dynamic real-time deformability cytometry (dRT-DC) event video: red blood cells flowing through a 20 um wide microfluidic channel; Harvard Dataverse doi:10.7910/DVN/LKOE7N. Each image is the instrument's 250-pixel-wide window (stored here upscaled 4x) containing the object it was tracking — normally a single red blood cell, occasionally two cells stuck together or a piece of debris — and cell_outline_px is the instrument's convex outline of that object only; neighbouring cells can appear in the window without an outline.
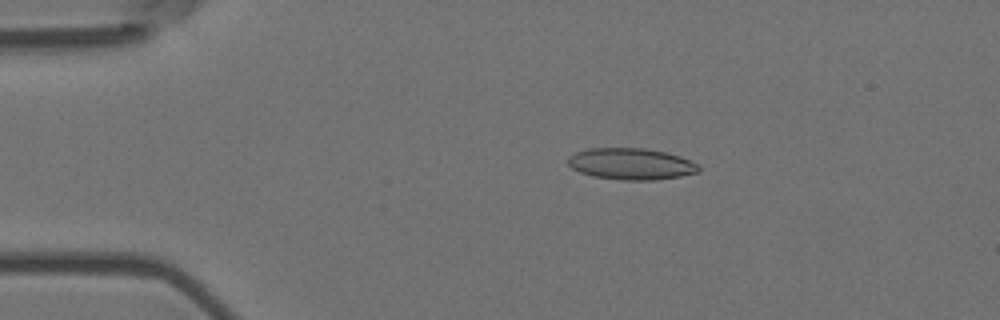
{"species": "Egyptian fruit bat (a non-hibernating species)", "species_latin": "Rousettus aegyptiacus", "temperature_condition": "room temperature", "stored_images_in_passage": 5, "camera_frame_rate_fps": 3000, "um_per_image_px": 0.085, "animal": {"sex": "female"}, "frame": {"image": 1, "passage_image": 3, "time_ms": 0.667, "image_size_px": [1000, 320], "cell_outline_px": [[700, 172], [680, 176], [656, 180], [620, 180], [592, 176], [580, 172], [572, 168], [568, 164], [568, 156], [576, 152], [588, 148], [644, 148], [664, 152], [680, 156], [696, 164], [700, 168]], "centroid_in_image_um": [53.62, 13.93], "position_along_channel_um": 31.4, "area_um2": 23.99}}
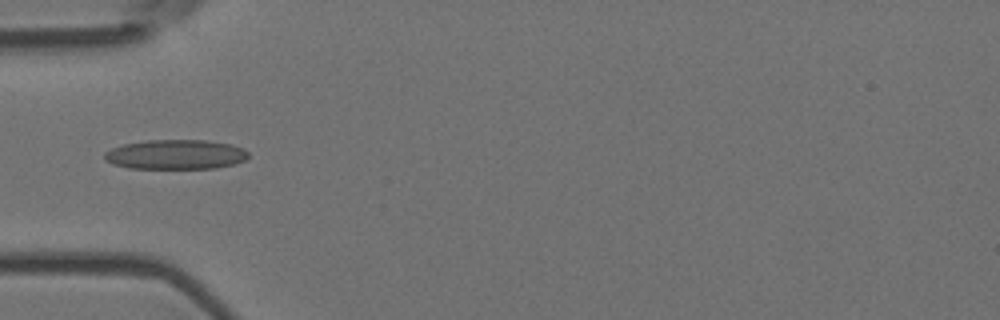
{"frame": {"image": 2, "passage_image": 5, "time_ms": 1.333, "image_size_px": [1000, 320], "cell_outline_px": [[248, 156], [244, 160], [232, 164], [216, 168], [128, 168], [112, 164], [104, 160], [104, 152], [112, 148], [124, 144], [148, 140], [204, 140], [232, 144], [244, 148], [248, 152]], "centroid_in_image_um": [14.91, 13.13], "position_along_channel_um": 70.1, "area_um2": 24.85}}